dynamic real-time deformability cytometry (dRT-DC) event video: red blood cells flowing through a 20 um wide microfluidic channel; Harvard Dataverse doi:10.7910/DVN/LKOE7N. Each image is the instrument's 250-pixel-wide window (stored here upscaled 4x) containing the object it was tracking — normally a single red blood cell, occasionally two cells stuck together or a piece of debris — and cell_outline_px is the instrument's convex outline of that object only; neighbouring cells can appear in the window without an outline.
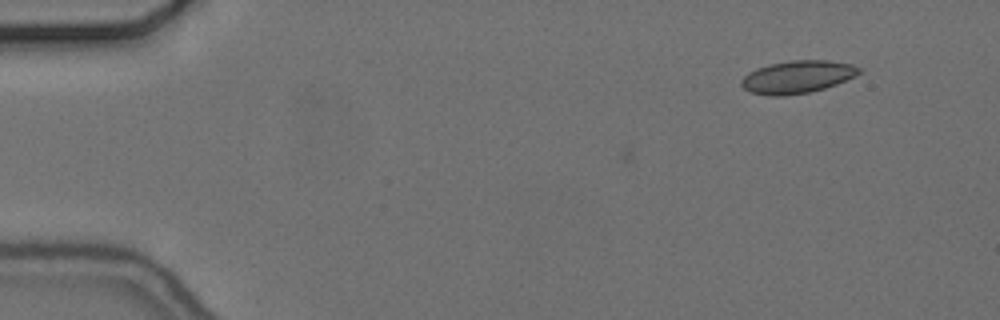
{"species": "common noctule bat (a hibernating species)", "species_latin": "Nyctalus noctula", "temperature_condition": "cold", "stored_images_in_passage": 5, "camera_frame_rate_fps": 3000, "um_per_image_px": 0.085, "animal": {"sex": "female", "body_mass_g": 24.6, "forearm_length_mm": 56.2}, "frame": {"image": 1, "passage_image": 5, "time_ms": 1.333, "image_size_px": [1000, 320], "cell_outline_px": [[864, 68], [856, 76], [836, 84], [824, 88], [808, 92], [784, 96], [768, 96], [752, 92], [744, 88], [740, 84], [740, 80], [748, 72], [756, 68], [768, 64], [792, 60], [828, 60], [852, 64]], "centroid_in_image_um": [67.78, 6.53], "position_along_channel_um": 17.2, "area_um2": 22.54}}